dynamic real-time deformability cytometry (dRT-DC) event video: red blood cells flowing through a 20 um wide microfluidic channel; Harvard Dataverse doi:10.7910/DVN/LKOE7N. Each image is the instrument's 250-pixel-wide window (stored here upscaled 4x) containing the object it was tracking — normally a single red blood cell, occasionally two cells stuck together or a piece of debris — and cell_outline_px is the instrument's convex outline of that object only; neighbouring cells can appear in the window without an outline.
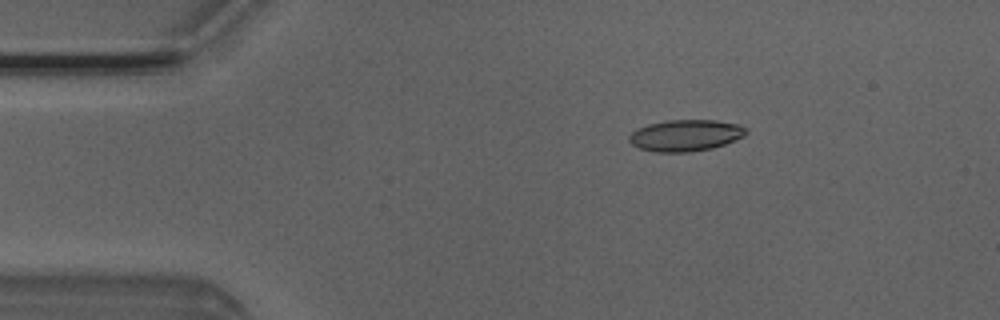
{"species": "Egyptian fruit bat (a non-hibernating species)", "species_latin": "Rousettus aegyptiacus", "temperature_condition": "room temperature", "stored_images_in_passage": 6, "camera_frame_rate_fps": 3000, "um_per_image_px": 0.085, "animal": {"sex": "male"}, "frame": {"image": 1, "passage_image": 3, "time_ms": 0.667, "image_size_px": [1000, 320], "cell_outline_px": [[748, 132], [744, 136], [724, 144], [712, 148], [688, 152], [656, 152], [640, 148], [632, 144], [628, 140], [628, 136], [636, 128], [648, 124], [668, 120], [716, 120], [740, 124], [748, 128]], "centroid_in_image_um": [58.28, 11.5], "position_along_channel_um": 26.7, "area_um2": 21.56}}